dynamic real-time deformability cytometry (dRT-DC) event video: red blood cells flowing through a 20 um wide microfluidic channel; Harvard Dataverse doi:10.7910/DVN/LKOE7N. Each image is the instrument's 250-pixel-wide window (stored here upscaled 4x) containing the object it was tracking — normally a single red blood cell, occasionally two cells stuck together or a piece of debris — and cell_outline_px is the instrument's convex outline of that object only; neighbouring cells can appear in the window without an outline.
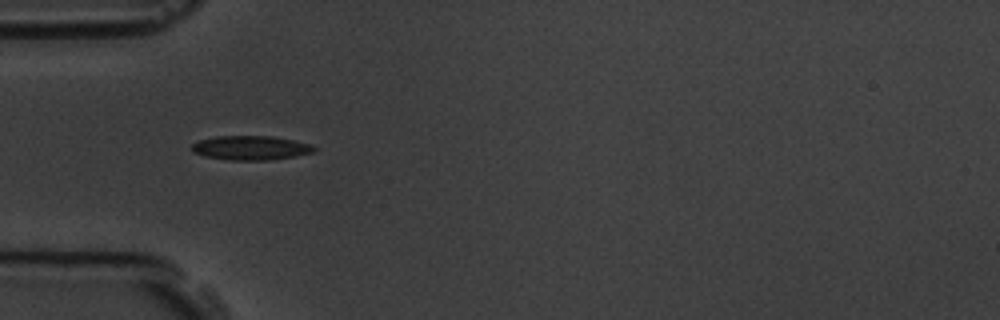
{"species": "common noctule bat (a hibernating species)", "species_latin": "Nyctalus noctula", "temperature_condition": "room temperature", "stored_images_in_passage": 2, "camera_frame_rate_fps": 3000, "um_per_image_px": 0.085, "animal": {"sex": "male", "body_mass_g": 19.5, "forearm_length_mm": 54.6}, "frame": {"image": 1, "passage_image": 1, "time_ms": 0.0, "image_size_px": [1000, 320], "cell_outline_px": [[316, 148], [312, 152], [296, 156], [268, 160], [228, 160], [204, 156], [192, 152], [192, 144], [200, 140], [216, 136], [272, 136], [312, 144]], "centroid_in_image_um": [21.3, 12.57], "position_along_channel_um": 63.7, "area_um2": 17.22}}
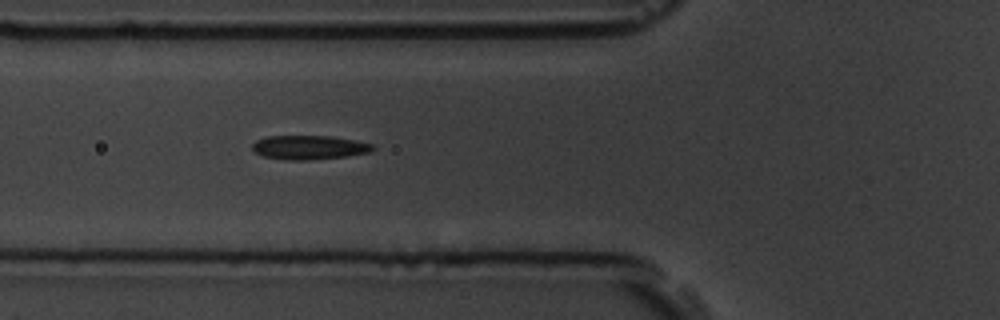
{"frame": {"image": 2, "passage_image": 2, "time_ms": 1.0, "image_size_px": [1000, 320], "cell_outline_px": [[376, 148], [368, 152], [348, 156], [308, 160], [284, 160], [264, 156], [252, 152], [252, 144], [256, 140], [268, 136], [328, 136], [356, 140], [372, 144]], "centroid_in_image_um": [26.24, 12.53], "position_along_channel_um": 99.6, "area_um2": 16.94}}